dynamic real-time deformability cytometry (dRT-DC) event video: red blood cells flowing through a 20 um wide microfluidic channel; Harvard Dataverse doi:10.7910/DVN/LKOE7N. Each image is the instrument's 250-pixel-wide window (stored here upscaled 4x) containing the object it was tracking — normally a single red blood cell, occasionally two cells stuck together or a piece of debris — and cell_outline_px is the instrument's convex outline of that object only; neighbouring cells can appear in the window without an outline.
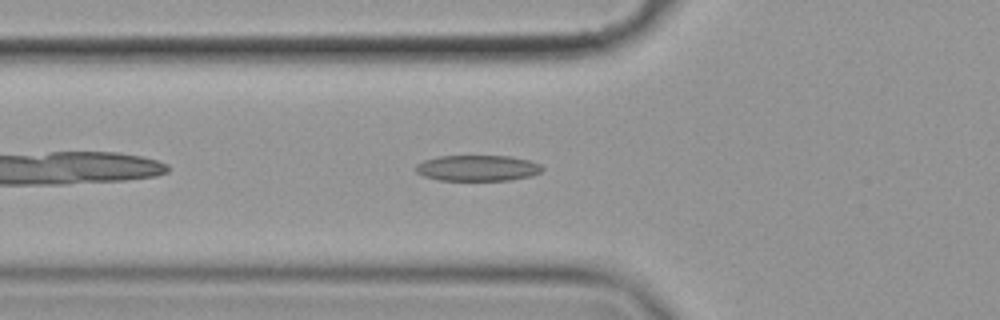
{"species": "common noctule bat (a hibernating species)", "species_latin": "Nyctalus noctula", "temperature_condition": "cold", "stored_images_in_passage": 42, "camera_frame_rate_fps": 3000, "um_per_image_px": 0.085, "animal": {"sex": "female", "body_mass_g": 19.9}, "frame": {"image": 1, "passage_image": 5, "time_ms": 1.333, "image_size_px": [1000, 320], "cell_outline_px": [[544, 168], [540, 172], [532, 176], [508, 180], [440, 180], [424, 176], [416, 172], [416, 164], [424, 160], [436, 156], [512, 156], [532, 160], [540, 164]], "centroid_in_image_um": [40.62, 14.27], "position_along_channel_um": 85.2, "area_um2": 19.19}}
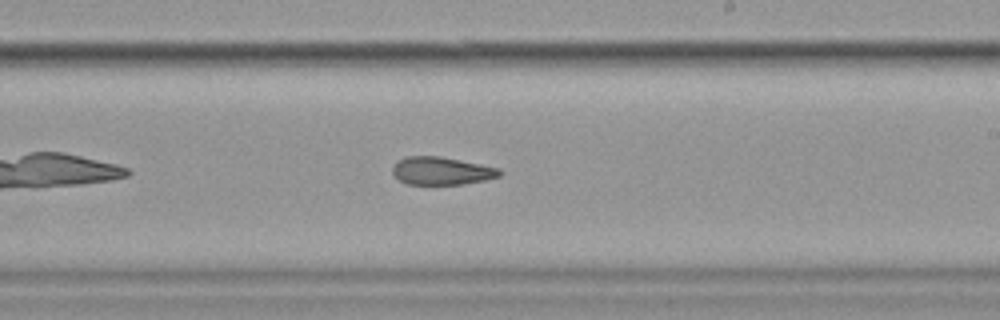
{"frame": {"image": 2, "passage_image": 19, "time_ms": 6.0, "image_size_px": [1000, 320], "cell_outline_px": [[504, 172], [500, 176], [484, 180], [460, 184], [408, 184], [400, 180], [392, 172], [392, 168], [396, 160], [408, 156], [440, 156], [500, 168]], "centroid_in_image_um": [37.54, 14.51], "position_along_channel_um": 251.5, "area_um2": 17.34}}
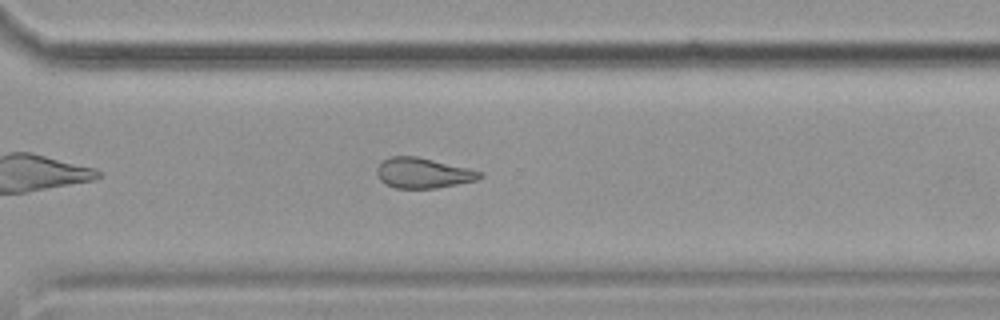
{"frame": {"image": 3, "passage_image": 26, "time_ms": 8.333, "image_size_px": [1000, 320], "cell_outline_px": [[484, 176], [476, 180], [436, 188], [396, 188], [384, 184], [376, 176], [376, 168], [388, 156], [416, 156], [468, 168], [484, 172]], "centroid_in_image_um": [35.93, 14.7], "position_along_channel_um": 334.7, "area_um2": 18.21}, "authors_computed_cell_mechanics": {"area_um2": 18.496, "velocity_mm_per_s": 3.5614, "shape_relaxation_time_tau1_ms": 8.9825, "shape_relaxation_time_tau2_ms": 3.5938, "deformation_change_tau1": 0.1935, "deformation_change_tau2": 0.1234}}